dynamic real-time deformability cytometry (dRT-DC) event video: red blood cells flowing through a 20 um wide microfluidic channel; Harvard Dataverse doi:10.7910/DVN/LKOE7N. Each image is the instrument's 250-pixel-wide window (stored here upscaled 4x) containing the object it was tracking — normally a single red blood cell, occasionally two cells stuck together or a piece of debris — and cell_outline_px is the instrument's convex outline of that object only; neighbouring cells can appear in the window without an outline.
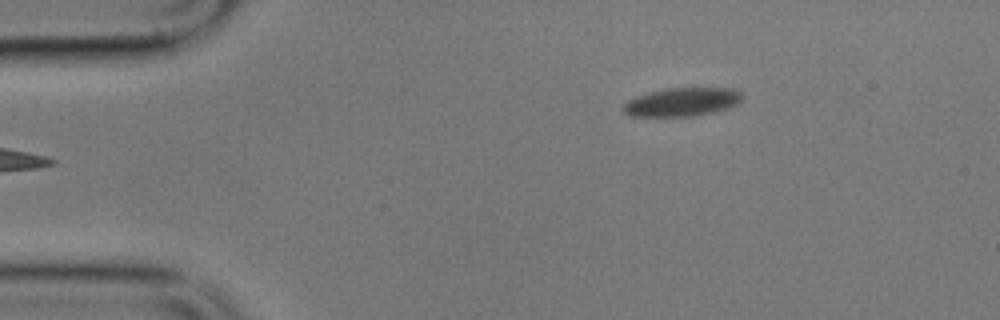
{"species": "common noctule bat (a hibernating species)", "species_latin": "Nyctalus noctula", "temperature_condition": "cold", "stored_images_in_passage": 5, "camera_frame_rate_fps": 3000, "um_per_image_px": 0.085, "animal": {"sex": "male", "body_mass_g": 17.9}, "frame": {"image": 1, "passage_image": 1, "time_ms": 0.0, "image_size_px": [1000, 320], "cell_outline_px": [[740, 100], [736, 104], [728, 108], [716, 112], [692, 116], [632, 116], [624, 112], [620, 108], [628, 100], [636, 96], [668, 88], [732, 88], [740, 92]], "centroid_in_image_um": [57.95, 8.67], "position_along_channel_um": 27.0, "area_um2": 19.59}}
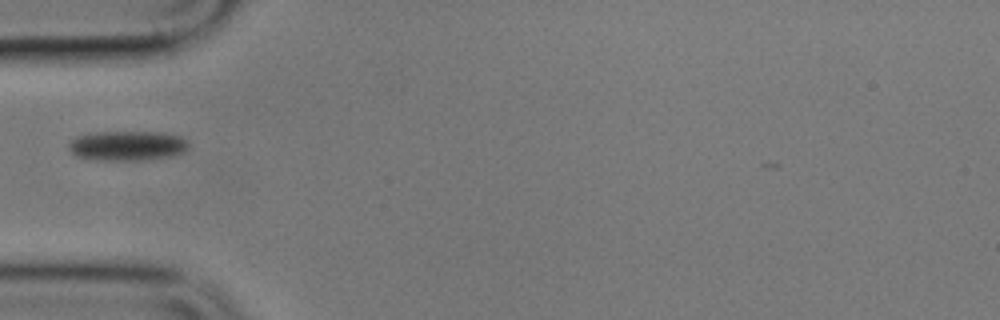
{"frame": {"image": 2, "passage_image": 4, "time_ms": 3.333, "image_size_px": [1000, 320], "cell_outline_px": [[188, 148], [184, 152], [168, 156], [144, 160], [100, 160], [76, 156], [68, 148], [68, 144], [76, 136], [96, 132], [160, 132], [180, 136], [188, 140]], "centroid_in_image_um": [10.82, 12.38], "position_along_channel_um": 74.2, "area_um2": 20.75}}
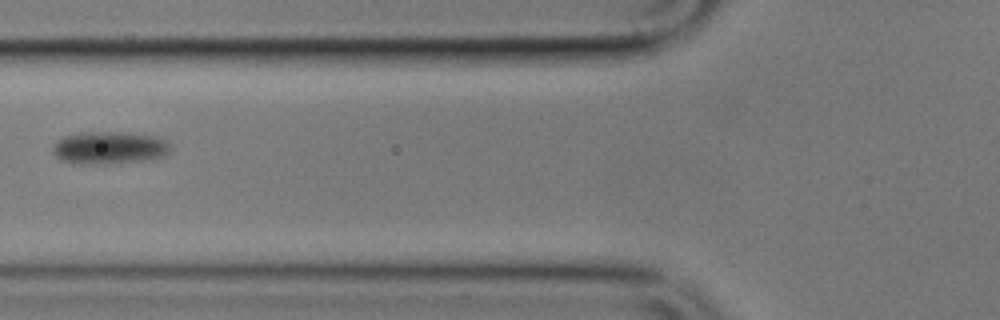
{"frame": {"image": 3, "passage_image": 5, "time_ms": 4.667, "image_size_px": [1000, 320], "cell_outline_px": [[172, 152], [168, 156], [140, 160], [108, 164], [80, 164], [60, 160], [52, 152], [52, 148], [56, 140], [64, 136], [84, 132], [128, 132], [160, 136], [172, 148]], "centroid_in_image_um": [9.32, 12.55], "position_along_channel_um": 116.5, "area_um2": 22.72}}